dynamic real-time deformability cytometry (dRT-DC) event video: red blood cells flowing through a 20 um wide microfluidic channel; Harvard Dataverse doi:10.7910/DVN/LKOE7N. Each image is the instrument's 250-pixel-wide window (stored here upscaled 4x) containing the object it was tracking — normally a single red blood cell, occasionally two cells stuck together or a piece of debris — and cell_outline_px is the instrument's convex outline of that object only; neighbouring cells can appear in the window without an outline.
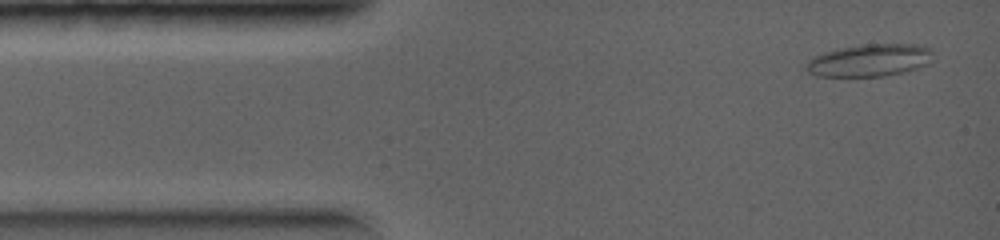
{"species": "common noctule bat (a hibernating species)", "species_latin": "Nyctalus noctula", "temperature_condition": "warm", "stored_images_in_passage": 42, "segment_of_instrument_passage": [1, 2], "camera_frame_rate_fps": 5000, "um_per_image_px": 0.085, "animal": {"sex": "female", "body_mass_g": 19.0, "forearm_length_mm": 56.7}, "frame": {"image": 1, "passage_image": 1, "time_ms": 0.0, "image_size_px": [1000, 240], "cell_outline_px": [[932, 60], [928, 64], [916, 68], [900, 72], [880, 76], [816, 76], [808, 72], [804, 68], [804, 64], [812, 56], [824, 52], [864, 44], [924, 44], [932, 48]], "centroid_in_image_um": [73.91, 5.11], "position_along_channel_um": 11.1, "area_um2": 23.99}}
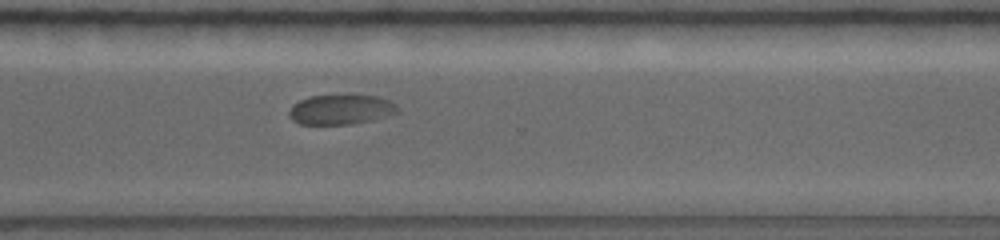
{"frame": {"image": 2, "passage_image": 30, "time_ms": 6.4, "image_size_px": [1000, 240], "cell_outline_px": [[396, 112], [372, 120], [352, 124], [296, 124], [288, 116], [288, 112], [292, 104], [308, 96], [376, 96], [388, 100], [396, 104]], "centroid_in_image_um": [28.88, 9.32], "position_along_channel_um": 341.7, "area_um2": 18.61}}
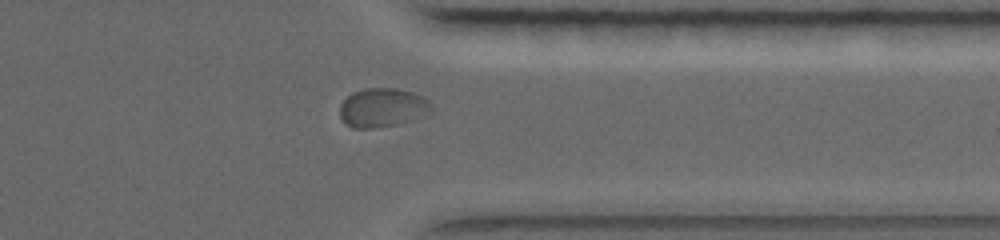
{"frame": {"image": 3, "passage_image": 33, "time_ms": 7.0, "image_size_px": [1000, 240], "cell_outline_px": [[432, 112], [428, 116], [400, 124], [372, 128], [352, 128], [344, 124], [340, 116], [340, 104], [352, 92], [364, 88], [396, 88], [412, 92], [424, 96], [432, 104]], "centroid_in_image_um": [32.55, 9.16], "position_along_channel_um": 378.8, "area_um2": 21.33}}